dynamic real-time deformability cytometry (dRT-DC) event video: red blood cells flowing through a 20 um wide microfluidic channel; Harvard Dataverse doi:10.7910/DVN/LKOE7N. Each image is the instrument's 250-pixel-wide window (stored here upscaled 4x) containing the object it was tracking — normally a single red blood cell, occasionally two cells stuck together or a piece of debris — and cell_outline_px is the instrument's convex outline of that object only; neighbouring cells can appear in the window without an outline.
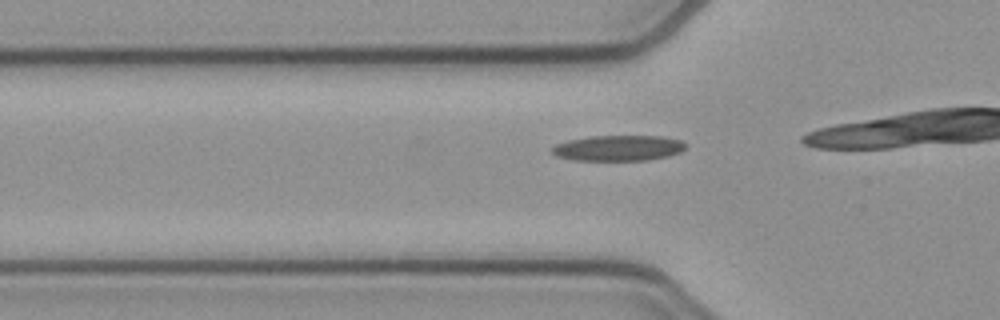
{"species": "common noctule bat (a hibernating species)", "species_latin": "Nyctalus noctula", "temperature_condition": "cold", "stored_images_in_passage": 17, "camera_frame_rate_fps": 3000, "um_per_image_px": 0.085, "animal": {"sex": "female", "body_mass_g": 21.9}, "frame": {"image": 1, "passage_image": 13, "time_ms": 4.0, "image_size_px": [1000, 320], "cell_outline_px": [[688, 144], [680, 152], [668, 156], [648, 160], [576, 160], [556, 156], [552, 152], [552, 148], [556, 144], [568, 140], [588, 136], [660, 136], [680, 140]], "centroid_in_image_um": [52.56, 12.58], "position_along_channel_um": 73.2, "area_um2": 19.88}}